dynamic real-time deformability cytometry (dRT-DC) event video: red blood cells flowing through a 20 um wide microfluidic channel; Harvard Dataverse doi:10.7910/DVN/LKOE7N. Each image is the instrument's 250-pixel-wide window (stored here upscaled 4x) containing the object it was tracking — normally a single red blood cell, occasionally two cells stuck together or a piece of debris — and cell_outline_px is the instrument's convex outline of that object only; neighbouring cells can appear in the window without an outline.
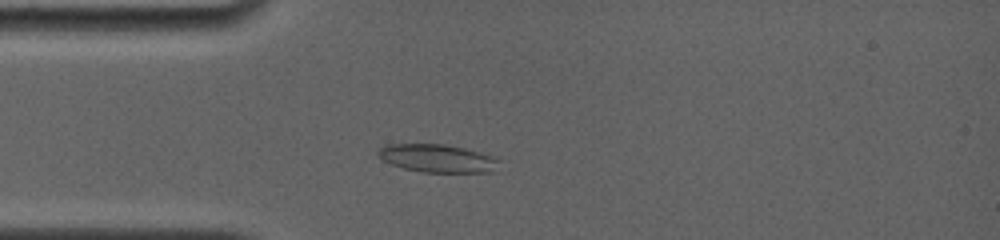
{"species": "common noctule bat (a hibernating species)", "species_latin": "Nyctalus noctula", "temperature_condition": "room temperature", "stored_images_in_passage": 32, "camera_frame_rate_fps": 4000, "um_per_image_px": 0.085, "animal": {"sex": "female", "body_mass_g": 19.0, "forearm_length_mm": 56.7}, "frame": {"image": 1, "passage_image": 27, "time_ms": 3.0, "image_size_px": [1000, 240], "cell_outline_px": [[500, 160], [496, 172], [424, 172], [404, 168], [392, 164], [384, 160], [376, 152], [384, 144], [444, 144], [464, 148], [496, 156]], "centroid_in_image_um": [37.24, 13.45], "position_along_channel_um": 47.8, "area_um2": 19.83}}